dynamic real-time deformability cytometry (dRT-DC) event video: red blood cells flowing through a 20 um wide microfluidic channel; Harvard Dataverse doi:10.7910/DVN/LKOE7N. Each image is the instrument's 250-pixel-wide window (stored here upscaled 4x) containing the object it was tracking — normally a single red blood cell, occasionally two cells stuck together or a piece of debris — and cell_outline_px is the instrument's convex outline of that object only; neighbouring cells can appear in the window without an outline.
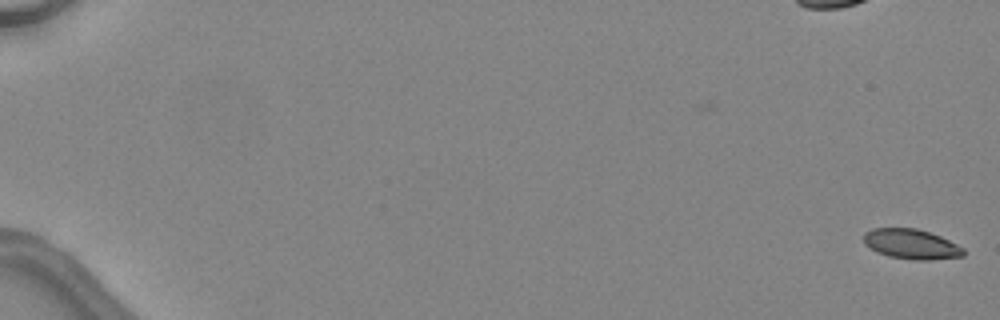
{"species": "common noctule bat (a hibernating species)", "species_latin": "Nyctalus noctula", "temperature_condition": "warm", "stored_images_in_passage": 2, "camera_frame_rate_fps": 3000, "um_per_image_px": 0.085, "animal": {"sex": "female", "body_mass_g": 24.6, "forearm_length_mm": 56.2}, "frame": {"image": 1, "passage_image": 2, "time_ms": 0.333, "image_size_px": [1000, 320], "cell_outline_px": [[964, 256], [932, 260], [916, 260], [888, 256], [876, 252], [864, 244], [864, 232], [872, 228], [916, 228], [940, 236], [964, 248]], "centroid_in_image_um": [77.44, 20.75], "position_along_channel_um": 7.6, "area_um2": 17.46}}